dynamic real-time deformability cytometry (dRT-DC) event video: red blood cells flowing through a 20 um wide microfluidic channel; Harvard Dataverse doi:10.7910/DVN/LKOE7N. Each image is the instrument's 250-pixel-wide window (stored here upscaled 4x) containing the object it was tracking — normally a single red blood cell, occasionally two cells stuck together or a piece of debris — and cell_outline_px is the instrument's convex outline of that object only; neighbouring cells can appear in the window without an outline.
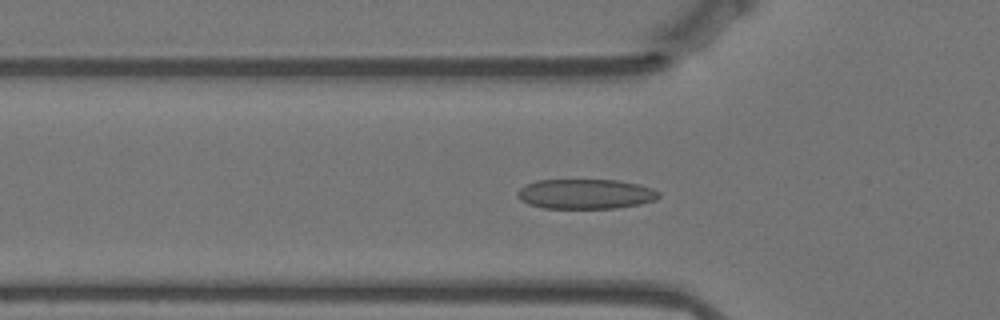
{"species": "Egyptian fruit bat (a non-hibernating species)", "species_latin": "Rousettus aegyptiacus", "temperature_condition": "warm", "stored_images_in_passage": 56, "camera_frame_rate_fps": 3000, "um_per_image_px": 0.085, "animal": {"sex": "female"}, "frame": {"image": 1, "passage_image": 17, "time_ms": 5.333, "image_size_px": [1000, 320], "cell_outline_px": [[660, 196], [656, 200], [640, 204], [616, 208], [544, 208], [528, 204], [520, 200], [516, 196], [516, 192], [524, 184], [536, 180], [616, 180], [640, 184], [652, 188], [660, 192]], "centroid_in_image_um": [49.76, 16.48], "position_along_channel_um": 76.0, "area_um2": 24.85}}
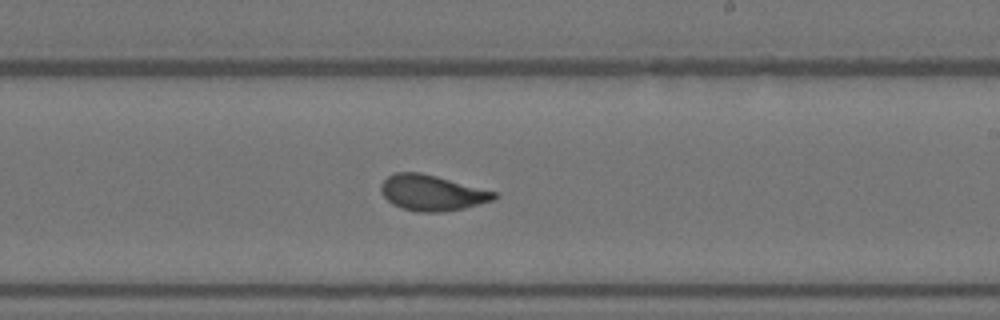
{"frame": {"image": 2, "passage_image": 32, "time_ms": 10.333, "image_size_px": [1000, 320], "cell_outline_px": [[500, 196], [496, 200], [464, 208], [440, 212], [416, 212], [400, 208], [392, 204], [380, 192], [380, 184], [388, 176], [396, 172], [420, 172], [436, 176], [496, 192]], "centroid_in_image_um": [36.71, 16.4], "position_along_channel_um": 252.3, "area_um2": 23.64}}
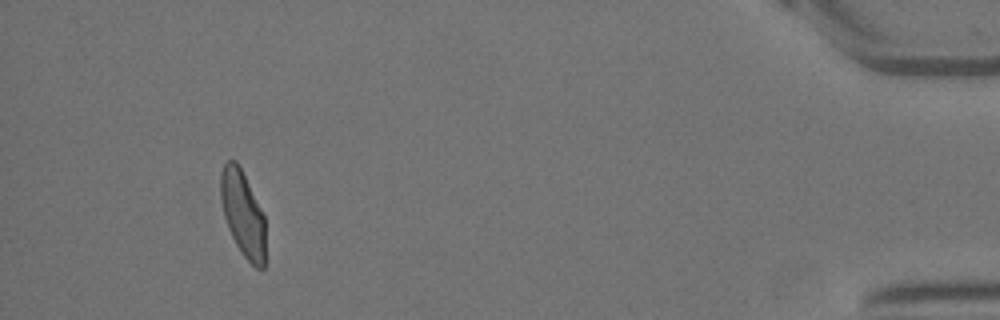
{"frame": {"image": 3, "passage_image": 52, "time_ms": 17.0, "image_size_px": [1000, 320], "cell_outline_px": [[264, 268], [256, 268], [244, 256], [236, 244], [228, 228], [224, 216], [220, 196], [220, 172], [224, 164], [228, 160], [236, 160], [264, 216]], "centroid_in_image_um": [20.61, 18.15], "position_along_channel_um": 414.6, "area_um2": 21.85}, "authors_computed_cell_mechanics": {"area_um2": 23.6402, "velocity_mm_per_s": 3.5107, "shape_relaxation_time_tau1_ms": 7.2801, "shape_relaxation_time_tau2_ms": 0.8066, "deformation_change_tau1": 0.2084, "deformation_change_tau2": 0.0727}}